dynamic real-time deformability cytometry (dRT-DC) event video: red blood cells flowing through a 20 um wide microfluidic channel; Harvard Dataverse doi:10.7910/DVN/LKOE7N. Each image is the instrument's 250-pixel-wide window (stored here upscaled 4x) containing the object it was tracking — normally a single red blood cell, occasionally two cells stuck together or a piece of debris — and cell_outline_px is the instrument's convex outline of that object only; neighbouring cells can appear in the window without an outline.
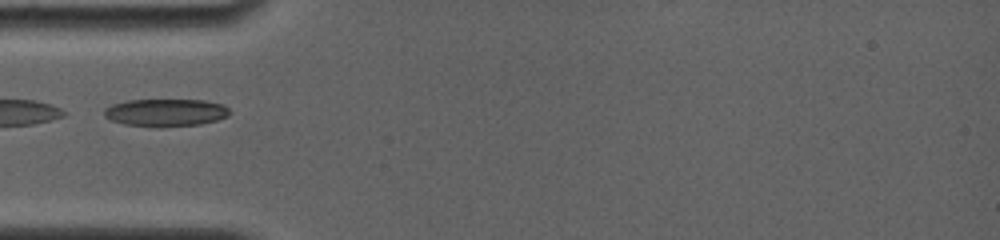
{"species": "common noctule bat (a hibernating species)", "species_latin": "Nyctalus noctula", "temperature_condition": "room temperature", "stored_images_in_passage": 14, "camera_frame_rate_fps": 4000, "um_per_image_px": 0.085, "animal": {"sex": "female", "body_mass_g": 19.0, "forearm_length_mm": 56.7}, "frame": {"image": 1, "passage_image": 1, "time_ms": 0.0, "image_size_px": [1000, 240], "cell_outline_px": [[228, 116], [216, 120], [200, 124], [160, 128], [156, 128], [124, 124], [112, 120], [104, 116], [104, 108], [112, 104], [128, 100], [204, 100], [224, 104], [228, 108]], "centroid_in_image_um": [14.06, 9.58], "position_along_channel_um": 70.9, "area_um2": 20.35}}
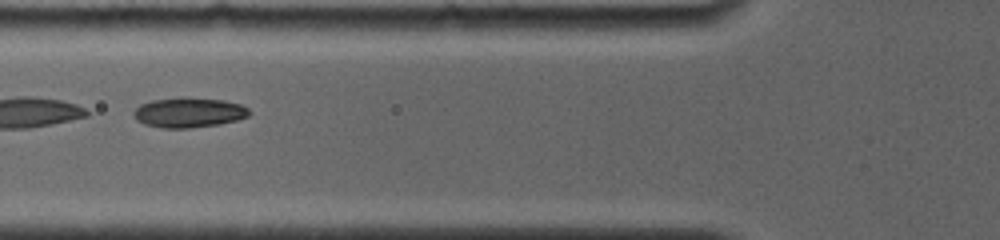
{"frame": {"image": 2, "passage_image": 4, "time_ms": 1.0, "image_size_px": [1000, 240], "cell_outline_px": [[252, 112], [248, 116], [236, 120], [216, 124], [188, 128], [164, 128], [144, 124], [136, 120], [136, 108], [140, 104], [152, 100], [184, 96], [224, 100], [240, 104], [248, 108]], "centroid_in_image_um": [16.07, 9.54], "position_along_channel_um": 109.7, "area_um2": 20.11}}